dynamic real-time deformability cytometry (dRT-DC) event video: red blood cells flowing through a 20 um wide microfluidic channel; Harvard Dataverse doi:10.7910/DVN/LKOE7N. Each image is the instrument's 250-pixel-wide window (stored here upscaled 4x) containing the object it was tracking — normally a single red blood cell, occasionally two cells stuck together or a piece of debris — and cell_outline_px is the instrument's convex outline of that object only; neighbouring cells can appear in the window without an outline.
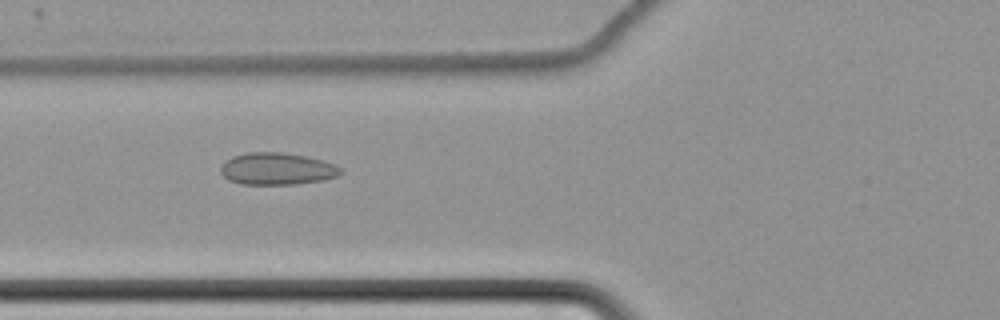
{"species": "common noctule bat (a hibernating species)", "species_latin": "Nyctalus noctula", "temperature_condition": "cold", "stored_images_in_passage": 47, "camera_frame_rate_fps": 3000, "um_per_image_px": 0.085, "animal": {"sex": "female", "body_mass_g": 22.7, "forearm_length_mm": 54.2}, "frame": {"image": 1, "passage_image": 11, "time_ms": 3.333, "image_size_px": [1000, 320], "cell_outline_px": [[344, 172], [336, 176], [324, 180], [296, 184], [240, 184], [228, 180], [220, 172], [220, 164], [232, 156], [248, 152], [280, 152], [308, 156], [324, 160], [336, 164]], "centroid_in_image_um": [23.55, 14.34], "position_along_channel_um": 102.3, "area_um2": 22.72}}
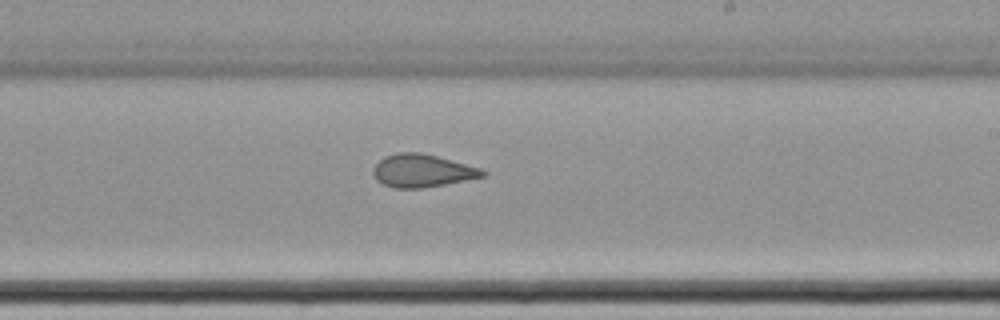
{"frame": {"image": 2, "passage_image": 24, "time_ms": 7.667, "image_size_px": [1000, 320], "cell_outline_px": [[488, 176], [424, 188], [392, 188], [376, 180], [372, 172], [372, 168], [384, 156], [396, 152], [420, 152], [436, 156], [480, 168], [488, 172]], "centroid_in_image_um": [35.88, 14.52], "position_along_channel_um": 253.1, "area_um2": 21.1}}
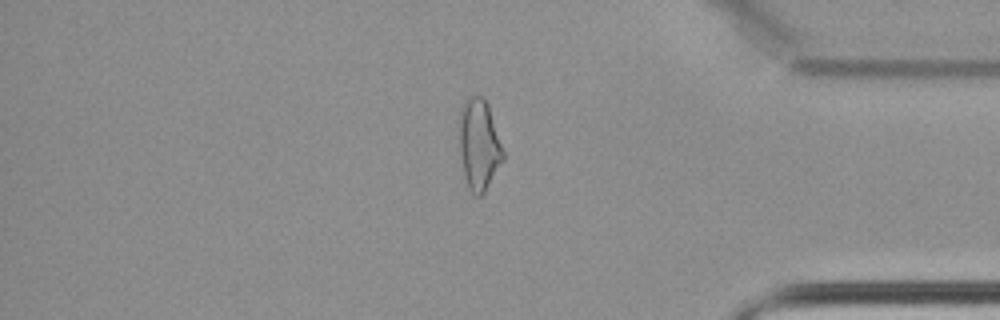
{"frame": {"image": 3, "passage_image": 38, "time_ms": 12.333, "image_size_px": [1000, 320], "cell_outline_px": [[504, 160], [484, 192], [480, 196], [476, 196], [468, 188], [464, 176], [460, 152], [460, 108], [464, 100], [468, 96], [480, 96], [488, 104], [504, 152]], "centroid_in_image_um": [40.72, 12.29], "position_along_channel_um": 394.5, "area_um2": 23.06}, "authors_computed_cell_mechanics": {"area_um2": 22.1374, "velocity_mm_per_s": 3.48, "shape_relaxation_time_tau1_ms": null, "shape_relaxation_time_tau2_ms": 1.66, "deformation_change_tau1": null, "deformation_change_tau2": 0.0815}}